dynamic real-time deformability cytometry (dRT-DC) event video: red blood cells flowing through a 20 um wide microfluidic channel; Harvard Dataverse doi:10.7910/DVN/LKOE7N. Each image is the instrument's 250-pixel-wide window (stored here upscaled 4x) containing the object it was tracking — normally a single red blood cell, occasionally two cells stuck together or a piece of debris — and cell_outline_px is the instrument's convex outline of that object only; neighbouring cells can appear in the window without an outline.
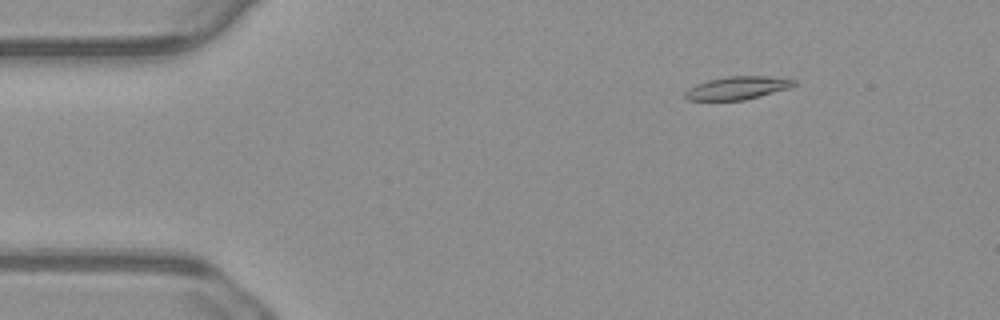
{"species": "common noctule bat (a hibernating species)", "species_latin": "Nyctalus noctula", "temperature_condition": "warm", "stored_images_in_passage": 55, "camera_frame_rate_fps": 3000, "um_per_image_px": 0.085, "animal": {"sex": "male", "body_mass_g": 23.1, "forearm_length_mm": 52.7}, "frame": {"image": 1, "passage_image": 8, "time_ms": 2.333, "image_size_px": [1000, 320], "cell_outline_px": [[796, 84], [788, 88], [760, 96], [744, 100], [688, 100], [684, 96], [684, 92], [688, 88], [696, 84], [708, 80], [728, 76], [768, 76], [796, 80]], "centroid_in_image_um": [62.65, 7.47], "position_along_channel_um": 22.4, "area_um2": 14.51}}
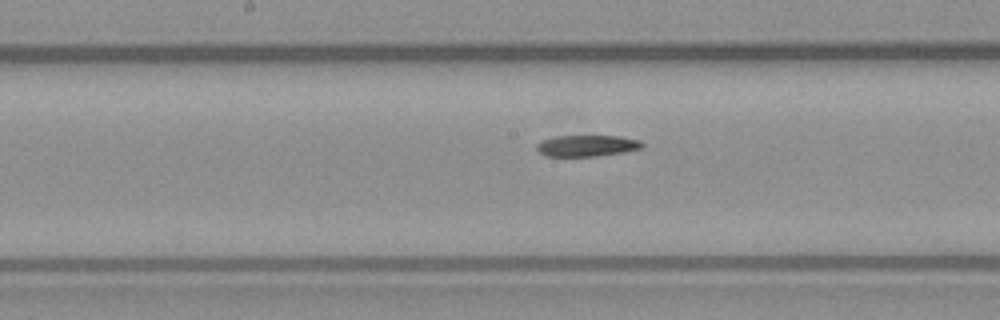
{"frame": {"image": 2, "passage_image": 28, "time_ms": 9.0, "image_size_px": [1000, 320], "cell_outline_px": [[644, 148], [624, 152], [596, 156], [544, 156], [536, 148], [536, 144], [540, 140], [556, 136], [620, 136], [640, 140], [644, 144]], "centroid_in_image_um": [49.9, 12.38], "position_along_channel_um": 198.3, "area_um2": 13.24}}
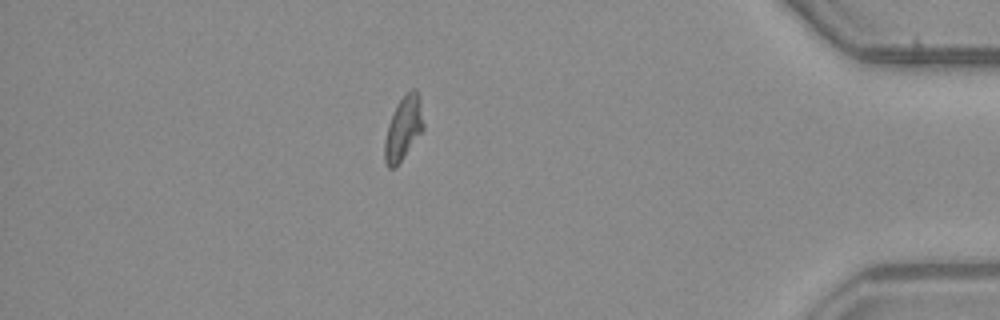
{"frame": {"image": 3, "passage_image": 48, "time_ms": 15.667, "image_size_px": [1000, 320], "cell_outline_px": [[424, 128], [396, 168], [388, 168], [384, 160], [384, 140], [388, 124], [392, 112], [396, 104], [412, 88], [416, 88], [420, 96], [424, 124]], "centroid_in_image_um": [34.28, 10.9], "position_along_channel_um": 400.9, "area_um2": 14.57}}